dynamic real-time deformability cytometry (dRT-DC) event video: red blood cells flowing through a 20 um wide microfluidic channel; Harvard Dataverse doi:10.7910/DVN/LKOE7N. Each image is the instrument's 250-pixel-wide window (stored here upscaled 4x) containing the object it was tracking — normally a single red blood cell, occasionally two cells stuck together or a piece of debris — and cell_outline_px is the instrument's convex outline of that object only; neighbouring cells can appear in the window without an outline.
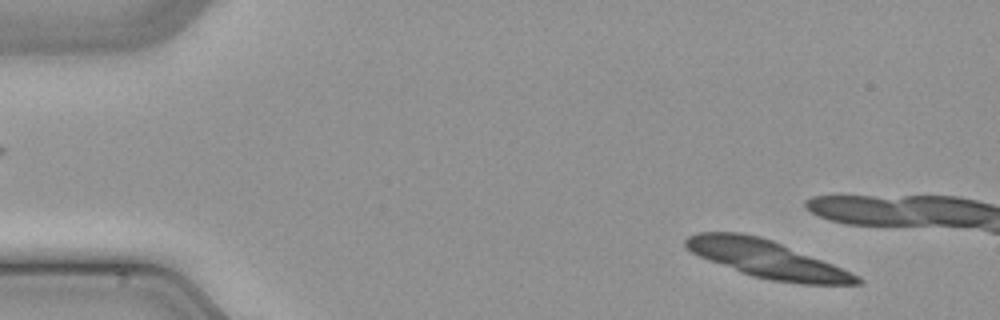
{"species": "common noctule bat (a hibernating species)", "species_latin": "Nyctalus noctula", "temperature_condition": "cold", "stored_images_in_passage": 10, "camera_frame_rate_fps": 3000, "um_per_image_px": 0.085, "animal": {"sex": "male", "body_mass_g": 21.5, "forearm_length_mm": 52.0}, "frame": {"image": 1, "passage_image": 2, "time_ms": 0.333, "image_size_px": [1000, 320], "cell_outline_px": [[864, 284], [800, 284], [772, 280], [752, 276], [740, 272], [708, 260], [692, 252], [684, 244], [684, 240], [688, 236], [696, 232], [740, 232], [760, 236], [772, 240], [832, 264], [860, 276], [864, 280]], "centroid_in_image_um": [65.18, 22.02], "position_along_channel_um": 19.8, "area_um2": 37.22}}